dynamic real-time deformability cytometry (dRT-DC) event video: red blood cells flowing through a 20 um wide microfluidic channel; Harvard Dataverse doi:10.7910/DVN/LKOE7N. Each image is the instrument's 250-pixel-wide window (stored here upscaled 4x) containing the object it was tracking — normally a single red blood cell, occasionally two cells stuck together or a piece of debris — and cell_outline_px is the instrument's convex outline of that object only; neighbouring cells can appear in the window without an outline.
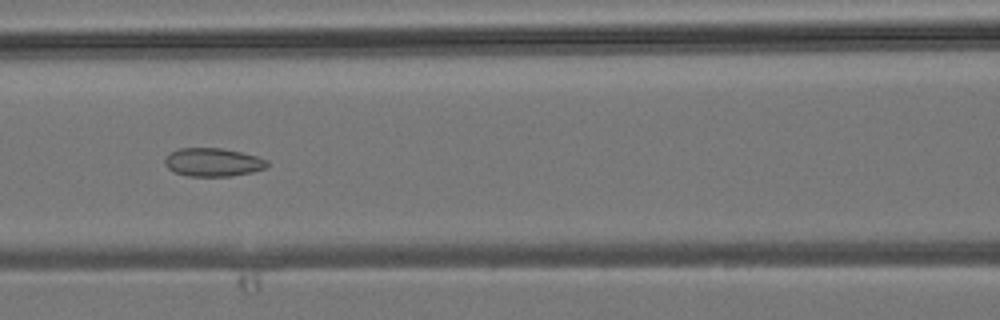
{"species": "common noctule bat (a hibernating species)", "species_latin": "Nyctalus noctula", "temperature_condition": "room temperature", "stored_images_in_passage": 45, "camera_frame_rate_fps": 3000, "um_per_image_px": 0.085, "animal": {"sex": "male", "body_mass_g": 19.2, "forearm_length_mm": 51.8}, "frame": {"image": 1, "passage_image": 20, "time_ms": 6.333, "image_size_px": [1000, 320], "cell_outline_px": [[268, 168], [252, 172], [232, 176], [188, 176], [176, 172], [168, 168], [164, 164], [164, 160], [176, 148], [224, 148], [256, 156], [268, 160]], "centroid_in_image_um": [18.13, 13.79], "position_along_channel_um": 148.5, "area_um2": 16.94}}
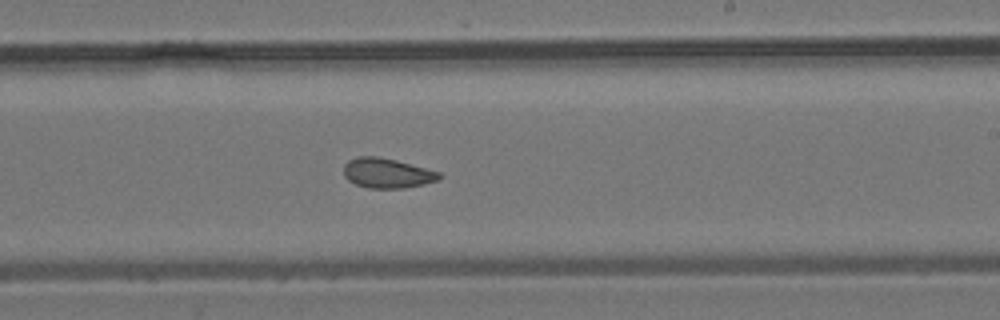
{"frame": {"image": 2, "passage_image": 27, "time_ms": 8.667, "image_size_px": [1000, 320], "cell_outline_px": [[444, 176], [440, 180], [424, 184], [404, 188], [368, 188], [356, 184], [348, 180], [344, 176], [344, 164], [348, 160], [356, 156], [380, 156], [396, 160], [440, 172]], "centroid_in_image_um": [32.91, 14.71], "position_along_channel_um": 256.1, "area_um2": 16.82}}
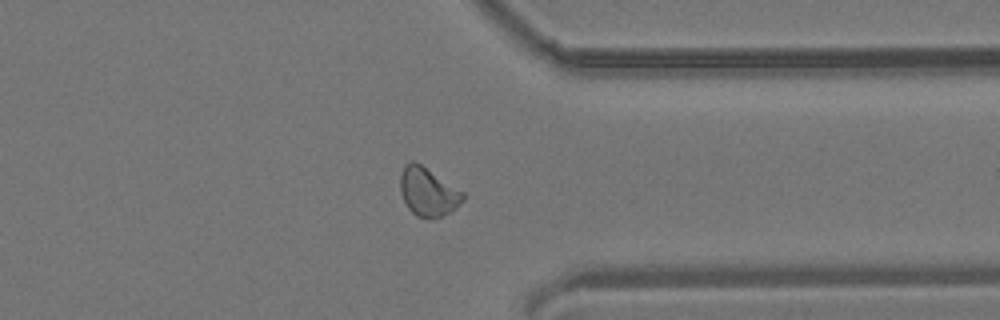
{"frame": {"image": 3, "passage_image": 35, "time_ms": 11.333, "image_size_px": [1000, 320], "cell_outline_px": [[464, 200], [456, 208], [440, 216], [416, 216], [408, 208], [400, 192], [400, 176], [404, 164], [408, 160], [412, 160], [420, 164], [464, 192]], "centroid_in_image_um": [36.35, 16.27], "position_along_channel_um": 375.0, "area_um2": 17.4}}